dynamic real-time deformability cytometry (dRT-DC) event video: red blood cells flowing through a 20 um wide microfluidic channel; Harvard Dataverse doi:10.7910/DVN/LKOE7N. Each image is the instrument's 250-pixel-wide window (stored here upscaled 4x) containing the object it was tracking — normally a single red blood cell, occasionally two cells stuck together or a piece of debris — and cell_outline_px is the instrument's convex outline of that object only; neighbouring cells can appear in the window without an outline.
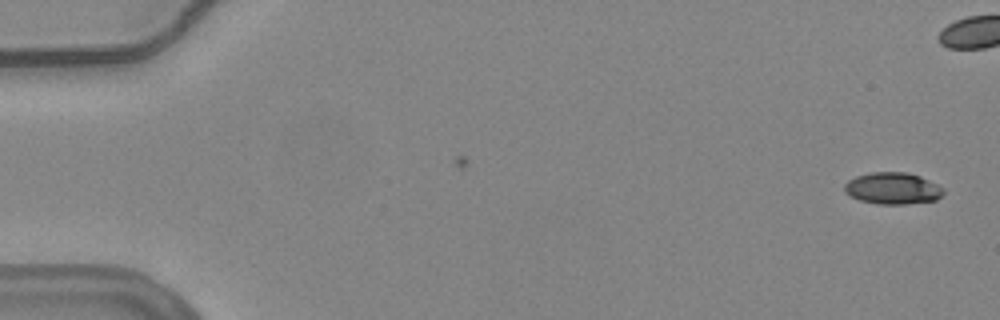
{"species": "common noctule bat (a hibernating species)", "species_latin": "Nyctalus noctula", "temperature_condition": "warm", "stored_images_in_passage": 30, "camera_frame_rate_fps": 3000, "um_per_image_px": 0.085, "animal": {"sex": "female", "body_mass_g": 24.6, "forearm_length_mm": 56.2}, "frame": {"image": 1, "passage_image": 1, "time_ms": 0.0, "image_size_px": [1000, 320], "cell_outline_px": [[944, 192], [936, 200], [904, 204], [876, 204], [860, 200], [844, 192], [844, 184], [848, 180], [856, 176], [872, 172], [908, 172], [920, 176], [944, 188]], "centroid_in_image_um": [75.86, 16.0], "position_along_channel_um": 9.1, "area_um2": 18.26}}
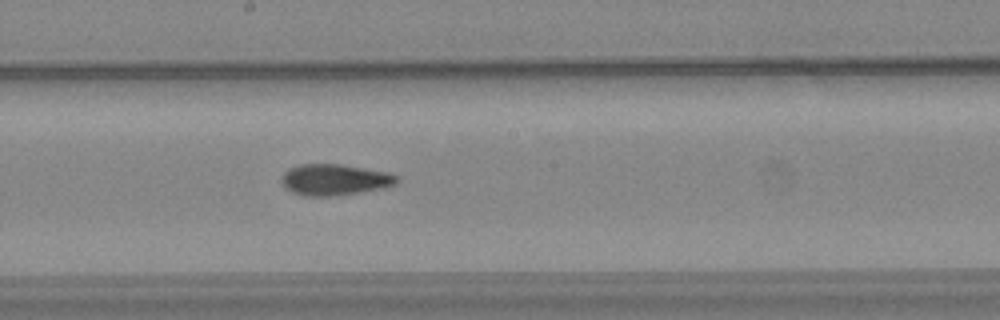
{"frame": {"image": 2, "passage_image": 30, "time_ms": 9.667, "image_size_px": [1000, 320], "cell_outline_px": [[400, 180], [396, 184], [384, 188], [332, 196], [304, 196], [292, 192], [284, 188], [280, 180], [284, 172], [288, 168], [300, 164], [340, 164], [388, 172], [396, 176]], "centroid_in_image_um": [28.41, 15.27], "position_along_channel_um": 219.8, "area_um2": 21.04}}